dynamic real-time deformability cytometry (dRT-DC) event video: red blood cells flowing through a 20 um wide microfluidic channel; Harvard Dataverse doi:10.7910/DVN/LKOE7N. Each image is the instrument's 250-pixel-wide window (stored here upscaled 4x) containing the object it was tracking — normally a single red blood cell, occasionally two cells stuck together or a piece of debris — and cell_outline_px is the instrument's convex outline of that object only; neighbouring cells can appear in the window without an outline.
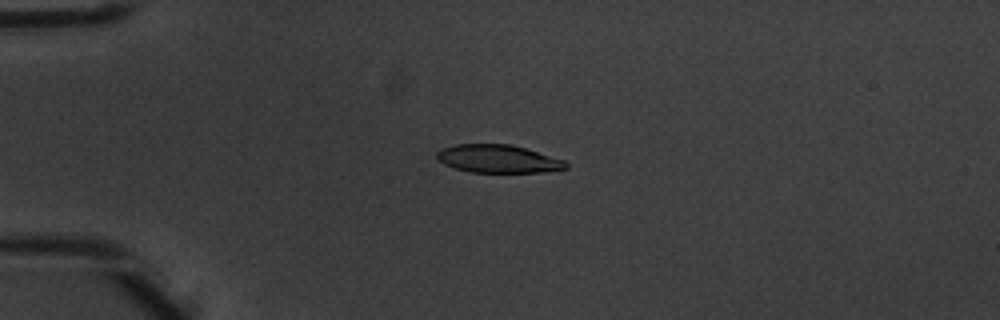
{"species": "common noctule bat (a hibernating species)", "species_latin": "Nyctalus noctula", "temperature_condition": "warm", "stored_images_in_passage": 5, "camera_frame_rate_fps": 3000, "um_per_image_px": 0.085, "animal": {"sex": "male", "body_mass_g": 20.1, "forearm_length_mm": 53.5}, "frame": {"image": 1, "passage_image": 3, "time_ms": 0.667, "image_size_px": [1000, 320], "cell_outline_px": [[568, 168], [540, 172], [472, 172], [456, 168], [444, 164], [436, 156], [436, 152], [440, 148], [456, 144], [508, 144], [524, 148], [564, 160], [568, 164]], "centroid_in_image_um": [42.31, 13.49], "position_along_channel_um": 42.7, "area_um2": 20.81}}